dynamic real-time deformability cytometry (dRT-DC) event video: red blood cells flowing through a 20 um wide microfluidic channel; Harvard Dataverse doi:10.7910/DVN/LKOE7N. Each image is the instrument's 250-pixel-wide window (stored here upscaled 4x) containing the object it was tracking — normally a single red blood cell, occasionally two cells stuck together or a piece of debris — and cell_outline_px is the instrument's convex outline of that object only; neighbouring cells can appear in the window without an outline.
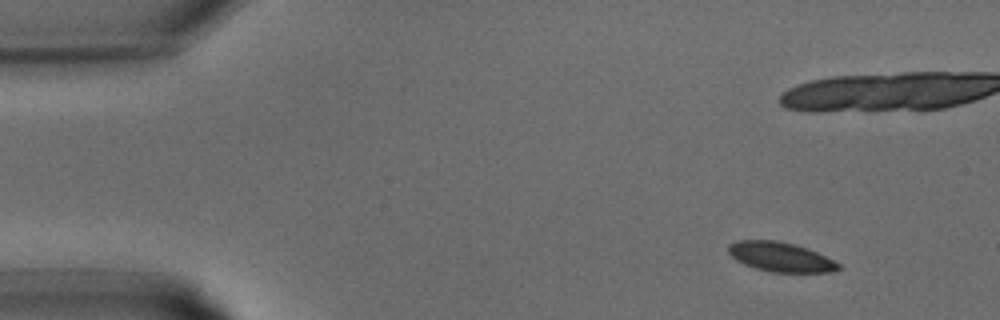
{"species": "common noctule bat (a hibernating species)", "species_latin": "Nyctalus noctula", "temperature_condition": "warm", "stored_images_in_passage": 31, "camera_frame_rate_fps": 3000, "um_per_image_px": 0.085, "animal": {"sex": "male", "body_mass_g": 15.6}, "frame": {"image": 1, "passage_image": 1, "time_ms": 0.0, "image_size_px": [1000, 320], "cell_outline_px": [[844, 268], [836, 272], [772, 272], [756, 268], [744, 264], [736, 260], [728, 252], [728, 244], [736, 240], [776, 240], [796, 244], [808, 248], [840, 264]], "centroid_in_image_um": [66.36, 21.83], "position_along_channel_um": 18.6, "area_um2": 19.07}}